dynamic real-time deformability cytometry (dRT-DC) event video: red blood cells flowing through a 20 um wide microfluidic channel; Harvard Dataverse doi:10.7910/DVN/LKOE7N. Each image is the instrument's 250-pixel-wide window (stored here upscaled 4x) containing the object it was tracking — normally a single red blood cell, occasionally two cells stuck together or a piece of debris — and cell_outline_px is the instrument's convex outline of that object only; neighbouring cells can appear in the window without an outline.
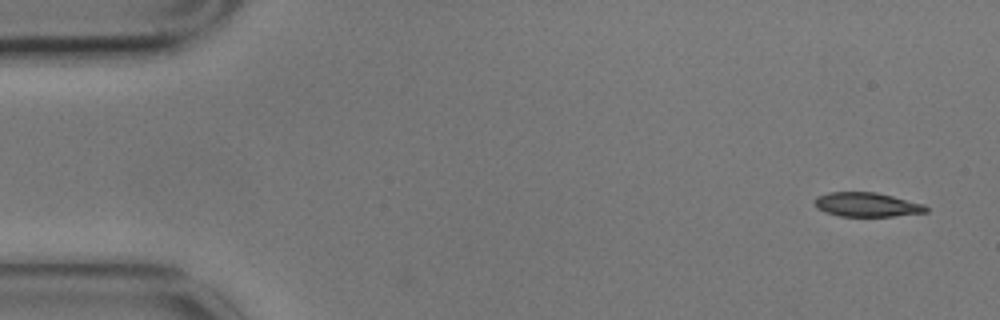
{"species": "common noctule bat (a hibernating species)", "species_latin": "Nyctalus noctula", "temperature_condition": "cold", "stored_images_in_passage": 4, "camera_frame_rate_fps": 3000, "um_per_image_px": 0.085, "animal": {"sex": "male", "body_mass_g": 17.9}, "frame": {"image": 1, "passage_image": 1, "time_ms": 0.0, "image_size_px": [1000, 320], "cell_outline_px": [[928, 212], [892, 216], [840, 216], [824, 212], [816, 208], [812, 200], [816, 196], [828, 192], [876, 192], [924, 204], [928, 208]], "centroid_in_image_um": [73.62, 17.39], "position_along_channel_um": 11.4, "area_um2": 15.84}}